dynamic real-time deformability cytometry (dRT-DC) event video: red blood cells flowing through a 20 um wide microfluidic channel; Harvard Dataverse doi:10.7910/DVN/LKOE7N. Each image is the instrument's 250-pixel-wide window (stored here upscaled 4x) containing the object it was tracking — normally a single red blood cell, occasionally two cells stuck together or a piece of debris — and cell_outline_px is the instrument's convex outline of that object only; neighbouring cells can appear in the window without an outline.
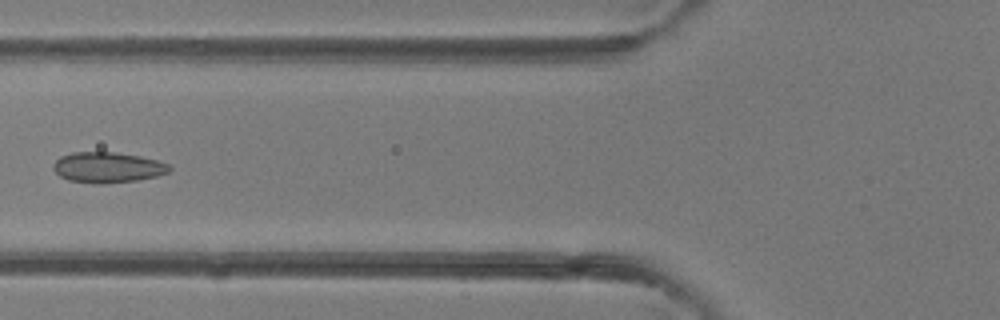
{"species": "common noctule bat (a hibernating species)", "species_latin": "Nyctalus noctula", "temperature_condition": "room temperature", "stored_images_in_passage": 5, "camera_frame_rate_fps": 3000, "um_per_image_px": 0.085, "animal": {"sex": "female"}, "frame": {"image": 1, "passage_image": 5, "time_ms": 5.333, "image_size_px": [1000, 320], "cell_outline_px": [[172, 168], [168, 172], [156, 176], [136, 180], [104, 184], [96, 184], [68, 180], [60, 176], [52, 168], [52, 164], [60, 156], [72, 152], [116, 152], [140, 156], [156, 160], [168, 164]], "centroid_in_image_um": [9.11, 14.23], "position_along_channel_um": 116.7, "area_um2": 20.75}}